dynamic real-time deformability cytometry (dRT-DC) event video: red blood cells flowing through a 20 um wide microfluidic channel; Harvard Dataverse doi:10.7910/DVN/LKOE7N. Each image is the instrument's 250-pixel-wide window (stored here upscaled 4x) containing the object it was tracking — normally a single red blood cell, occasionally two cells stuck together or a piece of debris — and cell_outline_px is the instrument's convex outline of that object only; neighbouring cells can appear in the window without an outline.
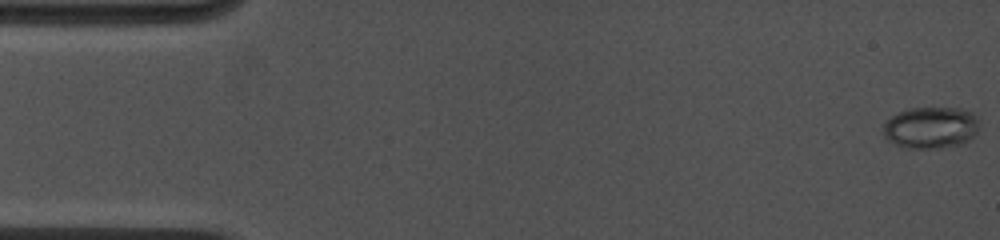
{"species": "common noctule bat (a hibernating species)", "species_latin": "Nyctalus noctula", "temperature_condition": "cold", "stored_images_in_passage": 10, "camera_frame_rate_fps": 4500, "um_per_image_px": 0.085, "animal": {"sex": "female", "body_mass_g": 19.0, "forearm_length_mm": 53.3}, "frame": {"image": 1, "passage_image": 1, "time_ms": 0.0, "image_size_px": [1000, 240], "cell_outline_px": [[976, 132], [964, 144], [944, 148], [904, 148], [888, 140], [884, 136], [884, 124], [892, 116], [908, 108], [960, 108], [972, 112], [976, 116]], "centroid_in_image_um": [79.11, 10.86], "position_along_channel_um": 5.9, "area_um2": 23.18}}
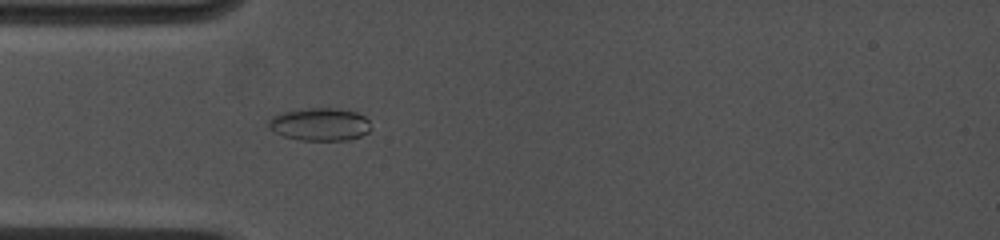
{"frame": {"image": 2, "passage_image": 10, "time_ms": 4.667, "image_size_px": [1000, 240], "cell_outline_px": [[372, 128], [368, 132], [360, 136], [348, 140], [300, 140], [284, 136], [268, 128], [268, 120], [272, 116], [284, 112], [304, 108], [340, 108], [356, 112], [364, 116], [368, 120]], "centroid_in_image_um": [27.2, 10.56], "position_along_channel_um": 57.8, "area_um2": 19.65}}